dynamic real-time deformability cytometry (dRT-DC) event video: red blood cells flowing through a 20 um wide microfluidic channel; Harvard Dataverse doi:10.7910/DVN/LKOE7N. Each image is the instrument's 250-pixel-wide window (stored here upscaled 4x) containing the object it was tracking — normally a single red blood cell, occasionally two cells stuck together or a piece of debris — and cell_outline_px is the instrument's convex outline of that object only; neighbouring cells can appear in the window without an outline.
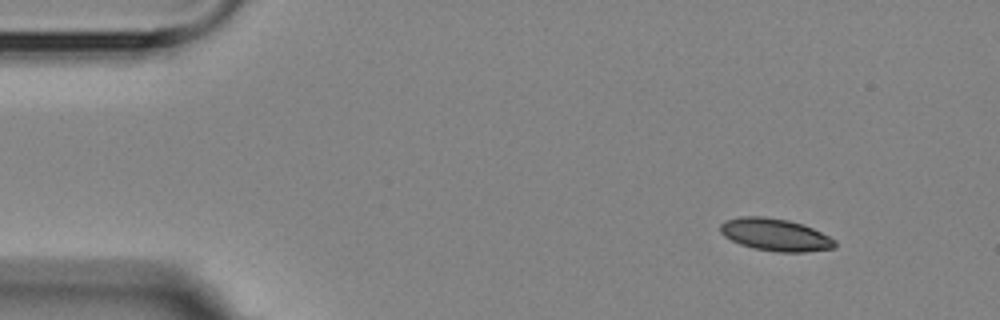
{"species": "Egyptian fruit bat (a non-hibernating species)", "species_latin": "Rousettus aegyptiacus", "temperature_condition": "room temperature", "stored_images_in_passage": 3, "camera_frame_rate_fps": 3000, "um_per_image_px": 0.085, "animal": {"sex": "female"}, "frame": {"image": 1, "passage_image": 1, "time_ms": 0.0, "image_size_px": [1000, 320], "cell_outline_px": [[836, 248], [804, 252], [776, 252], [752, 248], [740, 244], [724, 236], [720, 232], [720, 224], [724, 220], [740, 216], [764, 216], [788, 220], [812, 228], [836, 240]], "centroid_in_image_um": [65.87, 19.95], "position_along_channel_um": 19.1, "area_um2": 21.68}}
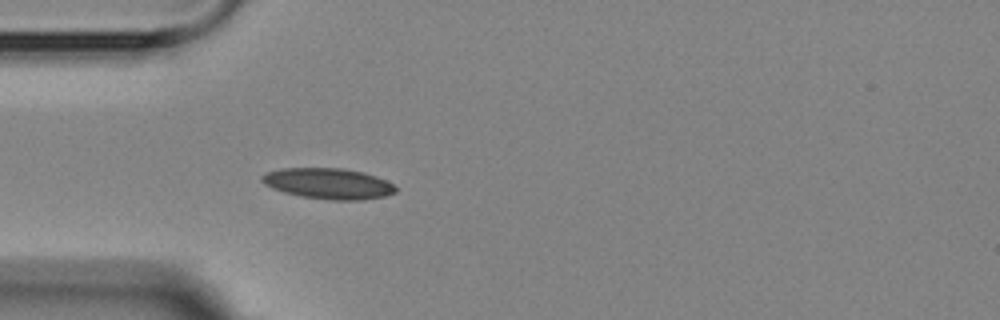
{"frame": {"image": 2, "passage_image": 3, "time_ms": 3.333, "image_size_px": [1000, 320], "cell_outline_px": [[396, 192], [384, 196], [360, 200], [332, 200], [300, 196], [284, 192], [272, 188], [264, 184], [260, 180], [260, 176], [264, 172], [280, 168], [340, 168], [364, 172], [376, 176], [392, 184], [396, 188]], "centroid_in_image_um": [27.85, 15.59], "position_along_channel_um": 57.2, "area_um2": 24.04}}